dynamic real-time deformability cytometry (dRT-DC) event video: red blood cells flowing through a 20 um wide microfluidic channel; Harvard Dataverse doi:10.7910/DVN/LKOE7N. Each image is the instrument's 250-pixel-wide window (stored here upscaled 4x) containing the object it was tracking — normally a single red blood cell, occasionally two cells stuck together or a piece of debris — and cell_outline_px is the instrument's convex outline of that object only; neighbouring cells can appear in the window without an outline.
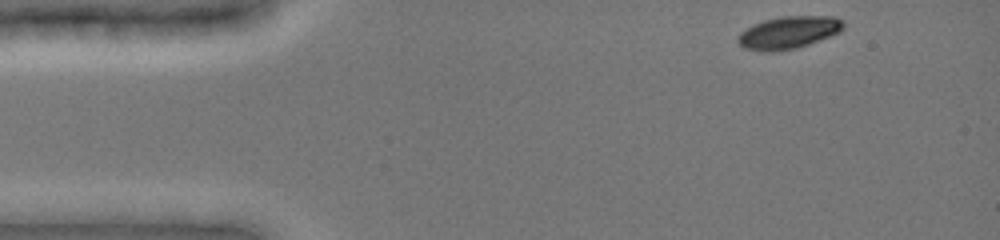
{"species": "common noctule bat (a hibernating species)", "species_latin": "Nyctalus noctula", "temperature_condition": "cold", "stored_images_in_passage": 42, "camera_frame_rate_fps": 3000, "um_per_image_px": 0.085, "animal": {"sex": "female", "body_mass_g": 19.0, "forearm_length_mm": 51.5}, "frame": {"image": 1, "passage_image": 1, "time_ms": 0.0, "image_size_px": [1000, 240], "cell_outline_px": [[844, 28], [840, 32], [808, 44], [796, 48], [772, 52], [768, 52], [744, 48], [736, 40], [740, 32], [752, 24], [764, 20], [780, 16], [836, 16], [844, 24]], "centroid_in_image_um": [67.01, 2.75], "position_along_channel_um": 18.0, "area_um2": 19.94}}
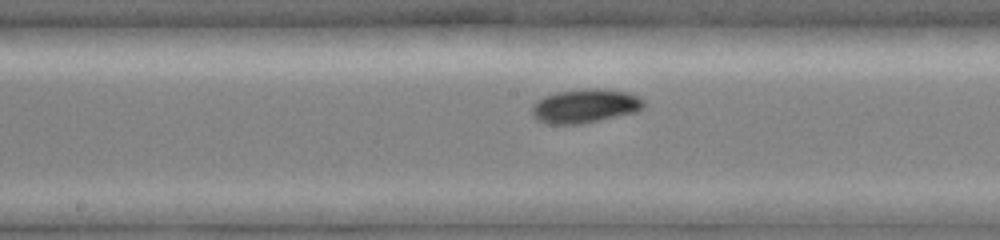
{"frame": {"image": 2, "passage_image": 21, "time_ms": 6.667, "image_size_px": [1000, 240], "cell_outline_px": [[644, 108], [636, 112], [584, 124], [548, 124], [536, 120], [532, 116], [532, 104], [544, 96], [556, 92], [588, 88], [596, 88], [628, 92], [644, 100]], "centroid_in_image_um": [49.71, 9.02], "position_along_channel_um": 198.5, "area_um2": 22.31}}
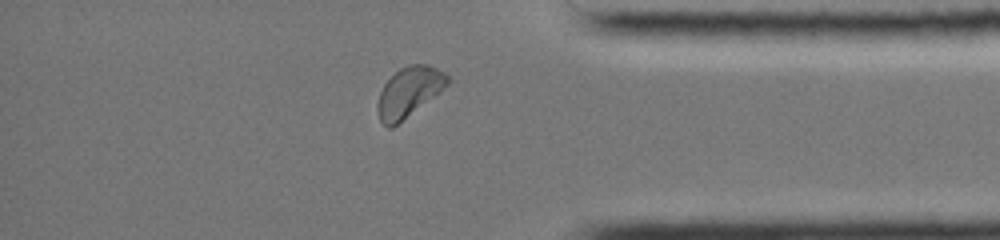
{"frame": {"image": 3, "passage_image": 37, "time_ms": 12.0, "image_size_px": [1000, 240], "cell_outline_px": [[452, 80], [448, 84], [392, 128], [388, 128], [380, 120], [376, 108], [376, 104], [380, 92], [384, 84], [400, 68], [408, 64], [428, 64], [444, 72]], "centroid_in_image_um": [34.74, 7.8], "position_along_channel_um": 400.5, "area_um2": 19.94}, "authors_computed_cell_mechanics": {"area_um2": 20.23, "velocity_mm_per_s": 3.9078, "shape_relaxation_time_tau1_ms": 1.729, "shape_relaxation_time_tau2_ms": null, "deformation_change_tau1": 0.0713, "deformation_change_tau2": null}}